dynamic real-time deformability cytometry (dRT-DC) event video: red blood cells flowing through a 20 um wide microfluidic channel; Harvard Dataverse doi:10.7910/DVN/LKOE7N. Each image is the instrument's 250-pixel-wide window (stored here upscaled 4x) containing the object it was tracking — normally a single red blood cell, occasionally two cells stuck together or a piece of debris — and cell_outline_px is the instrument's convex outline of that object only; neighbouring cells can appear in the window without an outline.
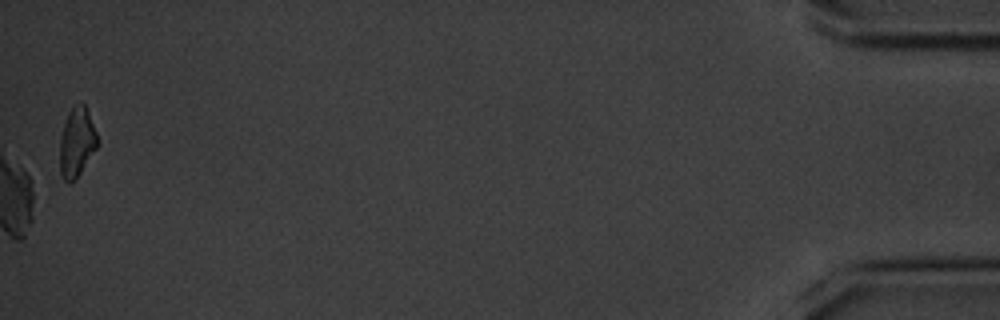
{"species": "common noctule bat (a hibernating species)", "species_latin": "Nyctalus noctula", "temperature_condition": "cold", "stored_images_in_passage": 57, "segment_of_instrument_passage": [2, 2], "camera_frame_rate_fps": 3000, "um_per_image_px": 0.085, "animal": {"sex": "male", "body_mass_g": 20.1, "forearm_length_mm": 53.5}, "frame": {"image": 1, "passage_image": 57, "time_ms": 18.667, "image_size_px": [1000, 320], "cell_outline_px": [[96, 148], [72, 184], [68, 184], [60, 176], [60, 140], [64, 124], [68, 112], [80, 100], [84, 104], [96, 132]], "centroid_in_image_um": [6.49, 12.12], "position_along_channel_um": 428.7, "area_um2": 14.91}}